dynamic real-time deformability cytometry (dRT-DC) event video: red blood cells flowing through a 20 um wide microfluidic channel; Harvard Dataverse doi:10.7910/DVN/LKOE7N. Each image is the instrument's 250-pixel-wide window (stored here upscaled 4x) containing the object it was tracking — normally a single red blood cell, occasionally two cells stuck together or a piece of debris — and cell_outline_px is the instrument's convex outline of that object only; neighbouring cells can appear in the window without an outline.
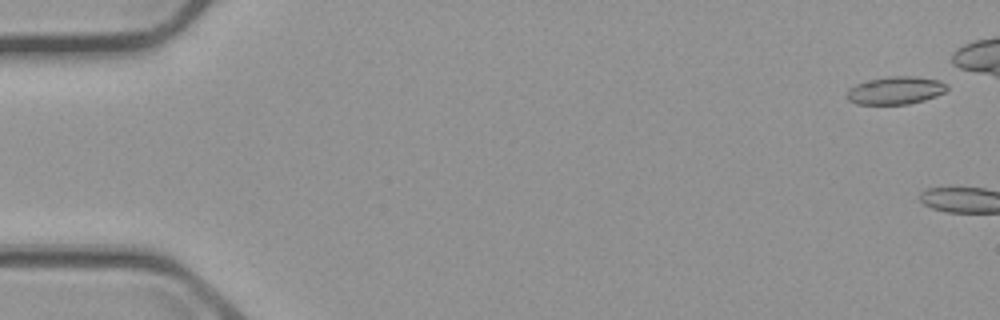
{"species": "common noctule bat (a hibernating species)", "species_latin": "Nyctalus noctula", "temperature_condition": "cold", "stored_images_in_passage": 2, "camera_frame_rate_fps": 3000, "um_per_image_px": 0.085, "animal": {"sex": "male", "body_mass_g": 23.1, "forearm_length_mm": 52.7}, "frame": {"image": 1, "passage_image": 1, "time_ms": 0.0, "image_size_px": [1000, 320], "cell_outline_px": [[948, 88], [944, 92], [936, 96], [924, 100], [908, 104], [856, 104], [848, 100], [844, 96], [848, 88], [856, 84], [868, 80], [888, 76], [916, 76], [940, 80], [948, 84]], "centroid_in_image_um": [76.1, 7.68], "position_along_channel_um": 8.9, "area_um2": 16.47}}